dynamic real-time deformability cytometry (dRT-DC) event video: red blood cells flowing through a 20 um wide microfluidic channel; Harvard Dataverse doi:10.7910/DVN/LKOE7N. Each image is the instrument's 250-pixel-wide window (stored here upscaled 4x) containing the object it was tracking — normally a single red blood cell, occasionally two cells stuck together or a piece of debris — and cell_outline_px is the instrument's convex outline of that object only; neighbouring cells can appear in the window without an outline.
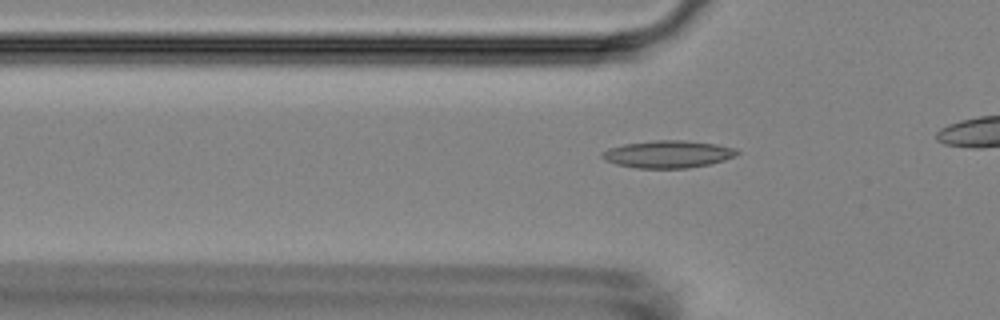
{"species": "Egyptian fruit bat (a non-hibernating species)", "species_latin": "Rousettus aegyptiacus", "temperature_condition": "room temperature", "stored_images_in_passage": 30, "camera_frame_rate_fps": 3000, "um_per_image_px": 0.085, "animal": {"sex": "female"}, "frame": {"image": 1, "passage_image": 3, "time_ms": 0.667, "image_size_px": [1000, 320], "cell_outline_px": [[740, 152], [736, 156], [724, 160], [708, 164], [688, 168], [636, 168], [616, 164], [604, 160], [600, 156], [600, 152], [608, 148], [624, 144], [652, 140], [684, 140], [716, 144], [736, 148]], "centroid_in_image_um": [56.75, 13.1], "position_along_channel_um": 69.0, "area_um2": 21.68}}
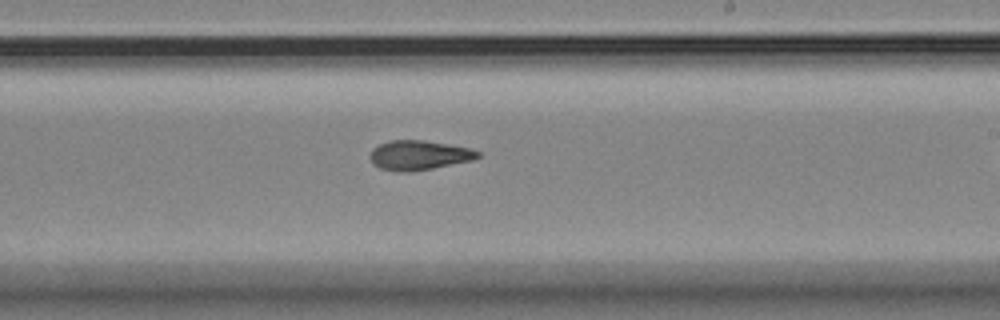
{"frame": {"image": 2, "passage_image": 18, "time_ms": 5.667, "image_size_px": [1000, 320], "cell_outline_px": [[480, 156], [472, 160], [432, 168], [408, 172], [400, 172], [380, 168], [372, 164], [368, 156], [372, 148], [388, 140], [424, 140], [448, 144], [468, 148], [480, 152]], "centroid_in_image_um": [35.55, 13.19], "position_along_channel_um": 253.5, "area_um2": 18.55}}
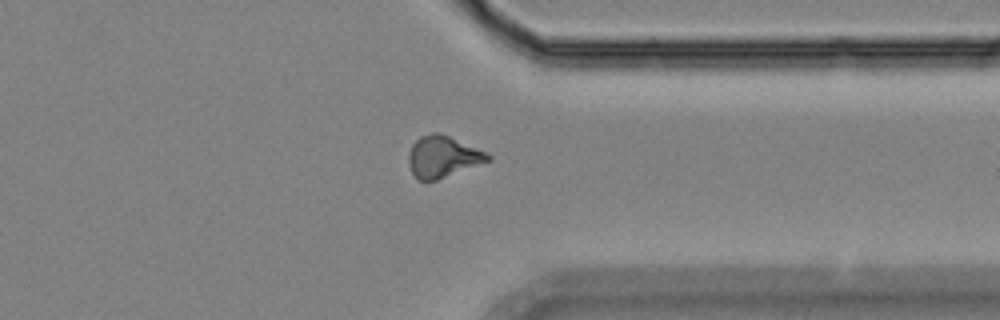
{"frame": {"image": 3, "passage_image": 28, "time_ms": 9.0, "image_size_px": [1000, 320], "cell_outline_px": [[492, 160], [436, 180], [416, 180], [408, 164], [408, 152], [412, 144], [420, 136], [432, 132], [440, 132], [488, 152], [492, 156]], "centroid_in_image_um": [37.64, 13.3], "position_along_channel_um": 373.8, "area_um2": 19.42}}